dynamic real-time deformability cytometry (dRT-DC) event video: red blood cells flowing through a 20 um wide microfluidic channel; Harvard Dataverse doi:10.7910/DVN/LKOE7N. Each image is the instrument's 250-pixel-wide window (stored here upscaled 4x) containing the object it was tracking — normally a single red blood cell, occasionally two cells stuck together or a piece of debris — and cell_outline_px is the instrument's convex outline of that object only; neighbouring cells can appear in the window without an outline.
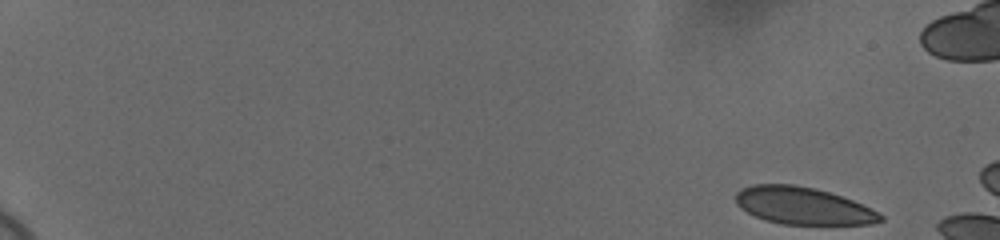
{"species": "human", "species_latin": "Homo sapiens", "temperature_condition": "cold", "stored_images_in_passage": 13, "camera_frame_rate_fps": 3000, "um_per_image_px": 0.085, "donor": {"sex": "female"}, "frame": {"image": 1, "passage_image": 1, "time_ms": 0.0, "image_size_px": [1000, 240], "cell_outline_px": [[884, 220], [872, 224], [784, 224], [768, 220], [756, 216], [740, 208], [736, 204], [736, 192], [740, 188], [752, 184], [792, 184], [812, 188], [828, 192], [852, 200], [884, 216]], "centroid_in_image_um": [68.21, 17.48], "position_along_channel_um": 16.8, "area_um2": 30.98}}